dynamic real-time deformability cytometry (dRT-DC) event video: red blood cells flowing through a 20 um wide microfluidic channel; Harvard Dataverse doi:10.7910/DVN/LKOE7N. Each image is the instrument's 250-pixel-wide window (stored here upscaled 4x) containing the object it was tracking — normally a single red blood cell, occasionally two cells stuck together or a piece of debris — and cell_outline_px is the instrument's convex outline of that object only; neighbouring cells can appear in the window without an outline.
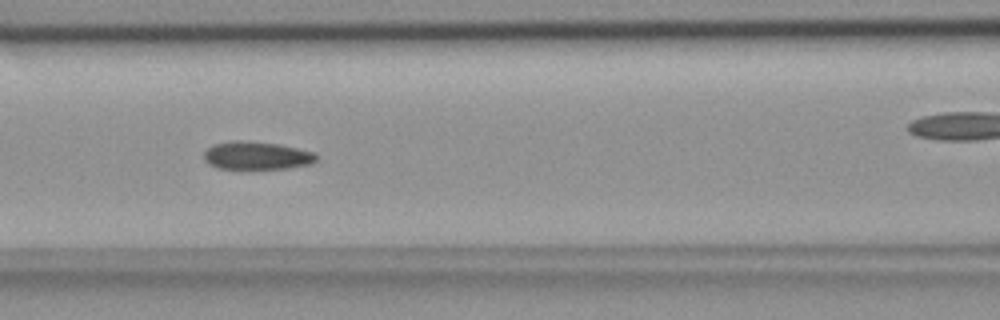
{"species": "common noctule bat (a hibernating species)", "species_latin": "Nyctalus noctula", "temperature_condition": "room temperature", "stored_images_in_passage": 47, "camera_frame_rate_fps": 3000, "um_per_image_px": 0.085, "animal": {"sex": "female", "body_mass_g": 18.4}, "frame": {"image": 1, "passage_image": 16, "time_ms": 5.0, "image_size_px": [1000, 320], "cell_outline_px": [[316, 160], [312, 164], [288, 168], [244, 172], [216, 168], [208, 164], [204, 160], [204, 152], [212, 144], [232, 140], [244, 140], [276, 144], [296, 148], [312, 152], [316, 156]], "centroid_in_image_um": [21.73, 13.28], "position_along_channel_um": 144.9, "area_um2": 19.25}}
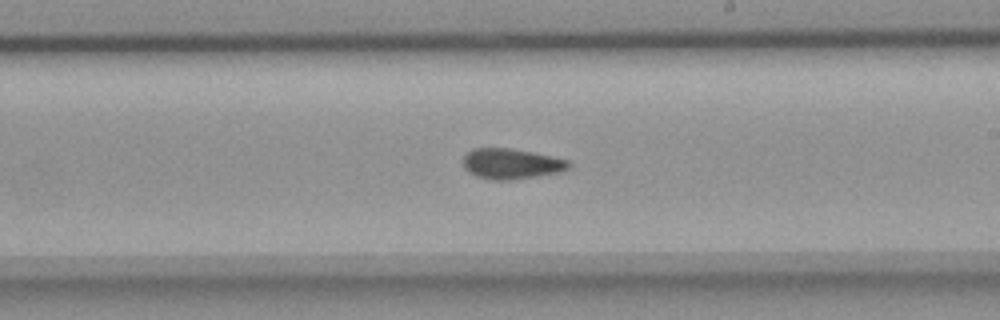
{"frame": {"image": 2, "passage_image": 24, "time_ms": 7.667, "image_size_px": [1000, 320], "cell_outline_px": [[572, 168], [560, 172], [536, 176], [508, 180], [492, 180], [476, 176], [468, 172], [464, 168], [464, 156], [472, 148], [512, 148], [552, 156], [568, 160], [572, 164]], "centroid_in_image_um": [43.49, 13.92], "position_along_channel_um": 245.5, "area_um2": 18.84}}
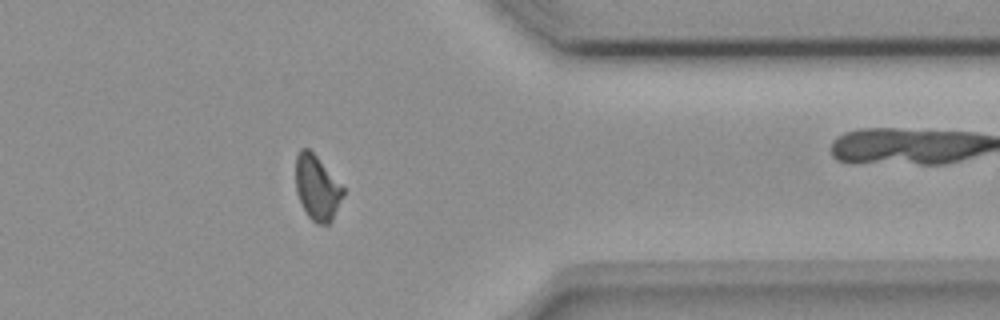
{"frame": {"image": 3, "passage_image": 36, "time_ms": 11.667, "image_size_px": [1000, 320], "cell_outline_px": [[344, 196], [332, 220], [328, 224], [316, 224], [308, 216], [296, 192], [296, 156], [300, 148], [308, 148], [316, 156], [344, 188]], "centroid_in_image_um": [26.95, 15.97], "position_along_channel_um": 384.4, "area_um2": 17.74}, "authors_computed_cell_mechanics": {"area_um2": 18.6116, "velocity_mm_per_s": 3.7981, "shape_relaxation_time_tau1_ms": null, "shape_relaxation_time_tau2_ms": 2.7494, "deformation_change_tau1": null, "deformation_change_tau2": 0.0802}}